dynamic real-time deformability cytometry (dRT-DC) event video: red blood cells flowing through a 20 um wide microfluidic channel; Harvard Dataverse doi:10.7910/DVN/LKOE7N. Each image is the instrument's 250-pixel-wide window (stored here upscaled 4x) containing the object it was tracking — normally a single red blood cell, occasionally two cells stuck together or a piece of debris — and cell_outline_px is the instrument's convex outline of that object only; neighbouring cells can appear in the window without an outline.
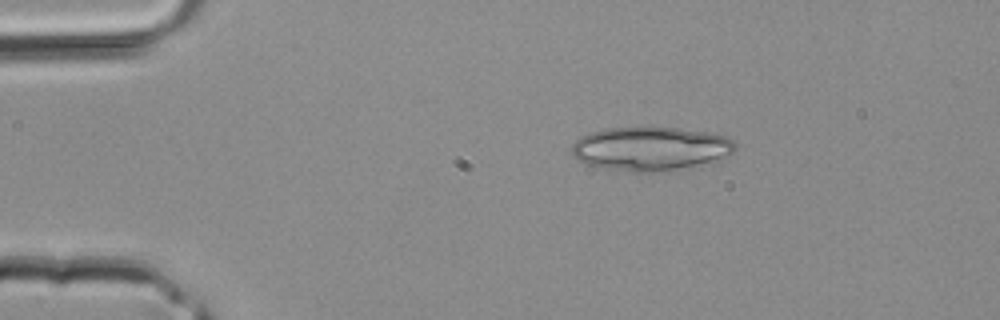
{"species": "common noctule bat (a hibernating species)", "species_latin": "Nyctalus noctula", "temperature_condition": "room temperature", "stored_images_in_passage": 33, "segment_of_instrument_passage": [1, 3], "camera_frame_rate_fps": 3000, "um_per_image_px": 0.085, "animal": {"sex": "male", "body_mass_g": 20.4}, "frame": {"image": 1, "passage_image": 1, "time_ms": 0.0, "image_size_px": [1000, 320], "cell_outline_px": [[736, 148], [728, 156], [720, 160], [668, 172], [632, 172], [588, 164], [576, 160], [572, 156], [572, 144], [580, 136], [588, 132], [604, 128], [652, 124], [680, 128], [728, 136], [736, 144]], "centroid_in_image_um": [55.3, 12.6], "position_along_channel_um": 29.7, "area_um2": 43.12}}